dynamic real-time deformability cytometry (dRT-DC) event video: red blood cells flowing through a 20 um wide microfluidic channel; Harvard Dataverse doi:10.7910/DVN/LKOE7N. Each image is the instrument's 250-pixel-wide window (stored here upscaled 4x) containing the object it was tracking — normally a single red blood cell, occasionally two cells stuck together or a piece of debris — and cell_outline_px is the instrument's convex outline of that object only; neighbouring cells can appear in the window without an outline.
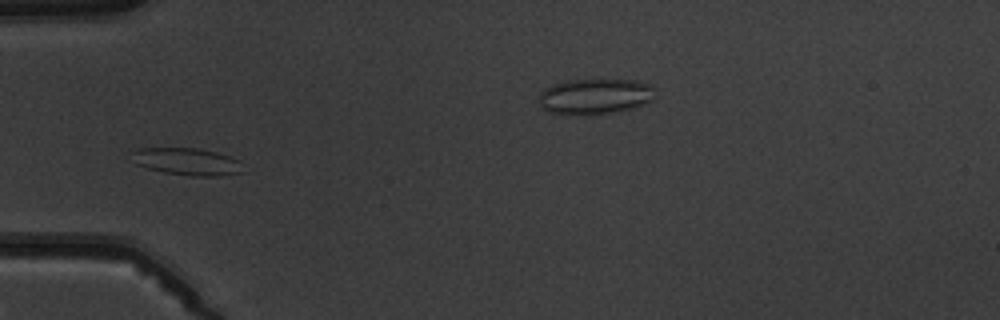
{"species": "common noctule bat (a hibernating species)", "species_latin": "Nyctalus noctula", "temperature_condition": "warm", "stored_images_in_passage": 7, "camera_frame_rate_fps": 3000, "um_per_image_px": 0.085, "animal": {"sex": "male", "body_mass_g": 19.5, "forearm_length_mm": 54.6}, "frame": {"image": 1, "passage_image": 5, "time_ms": 4.333, "image_size_px": [1000, 320], "cell_outline_px": [[244, 172], [220, 176], [192, 176], [164, 172], [148, 168], [136, 164], [128, 152], [140, 148], [196, 148], [216, 152], [232, 156], [240, 160]], "centroid_in_image_um": [15.91, 13.73], "position_along_channel_um": 69.1, "area_um2": 17.86}}
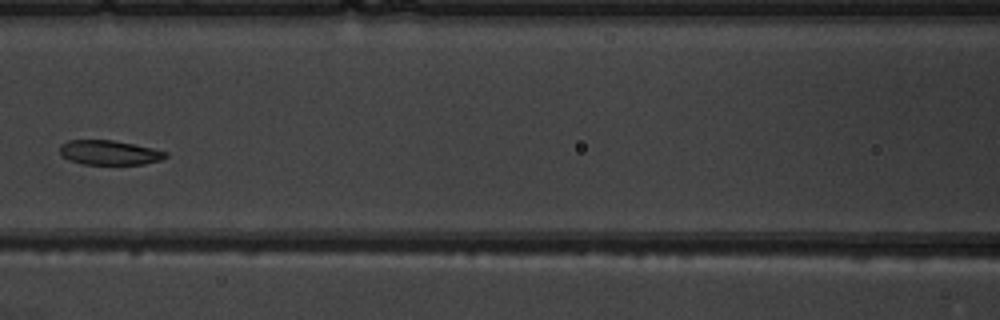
{"frame": {"image": 2, "passage_image": 7, "time_ms": 6.667, "image_size_px": [1000, 320], "cell_outline_px": [[168, 156], [160, 160], [144, 164], [84, 164], [68, 160], [60, 156], [60, 144], [68, 140], [112, 140], [152, 148], [168, 152]], "centroid_in_image_um": [9.26, 12.97], "position_along_channel_um": 157.3, "area_um2": 15.14}}